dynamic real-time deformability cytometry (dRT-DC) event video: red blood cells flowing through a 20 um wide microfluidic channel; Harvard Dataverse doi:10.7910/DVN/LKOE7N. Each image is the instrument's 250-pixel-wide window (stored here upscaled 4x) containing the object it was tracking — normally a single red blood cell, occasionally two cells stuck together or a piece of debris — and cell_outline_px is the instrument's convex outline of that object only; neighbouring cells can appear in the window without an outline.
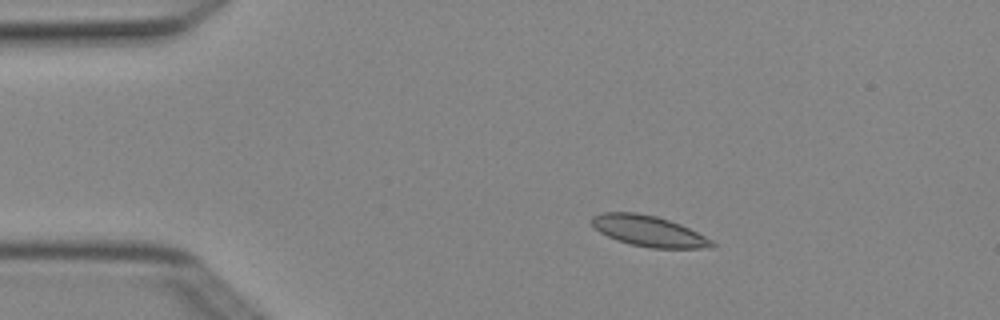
{"species": "Egyptian fruit bat (a non-hibernating species)", "species_latin": "Rousettus aegyptiacus", "temperature_condition": "cold", "stored_images_in_passage": 5, "camera_frame_rate_fps": 3000, "um_per_image_px": 0.085, "animal": {"sex": "female"}, "frame": {"image": 1, "passage_image": 2, "time_ms": 0.333, "image_size_px": [1000, 320], "cell_outline_px": [[716, 244], [712, 248], [652, 248], [632, 244], [616, 240], [600, 232], [588, 220], [592, 216], [604, 212], [636, 212], [656, 216], [680, 224], [712, 240]], "centroid_in_image_um": [55.12, 19.63], "position_along_channel_um": 29.9, "area_um2": 21.44}}
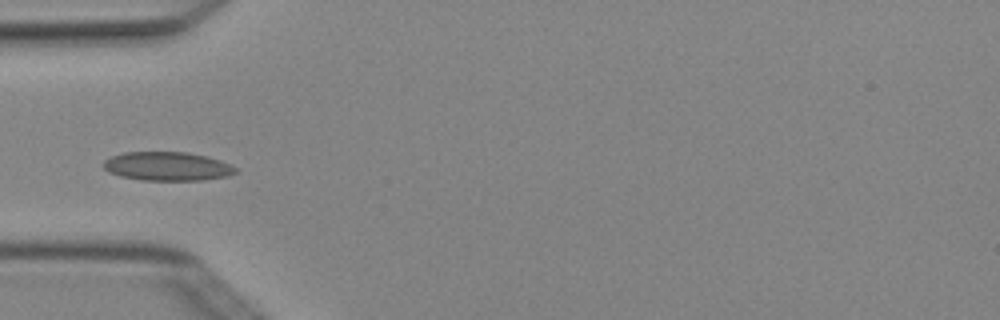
{"frame": {"image": 2, "passage_image": 4, "time_ms": 1.0, "image_size_px": [1000, 320], "cell_outline_px": [[240, 172], [228, 176], [204, 180], [140, 180], [120, 176], [108, 172], [100, 164], [104, 160], [112, 156], [124, 152], [188, 152], [208, 156], [220, 160], [236, 168]], "centroid_in_image_um": [14.22, 14.13], "position_along_channel_um": 70.8, "area_um2": 22.43}}
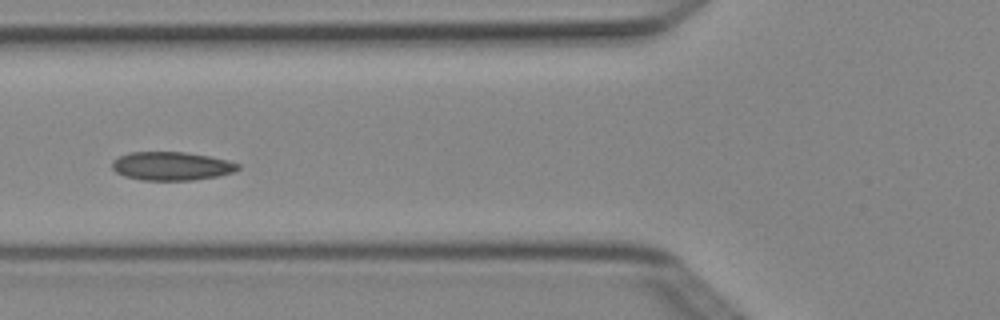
{"frame": {"image": 3, "passage_image": 5, "time_ms": 1.333, "image_size_px": [1000, 320], "cell_outline_px": [[240, 168], [232, 172], [220, 176], [192, 180], [140, 180], [124, 176], [116, 172], [112, 168], [112, 160], [128, 152], [184, 152], [208, 156], [228, 160], [240, 164]], "centroid_in_image_um": [14.57, 14.12], "position_along_channel_um": 111.2, "area_um2": 20.98}}